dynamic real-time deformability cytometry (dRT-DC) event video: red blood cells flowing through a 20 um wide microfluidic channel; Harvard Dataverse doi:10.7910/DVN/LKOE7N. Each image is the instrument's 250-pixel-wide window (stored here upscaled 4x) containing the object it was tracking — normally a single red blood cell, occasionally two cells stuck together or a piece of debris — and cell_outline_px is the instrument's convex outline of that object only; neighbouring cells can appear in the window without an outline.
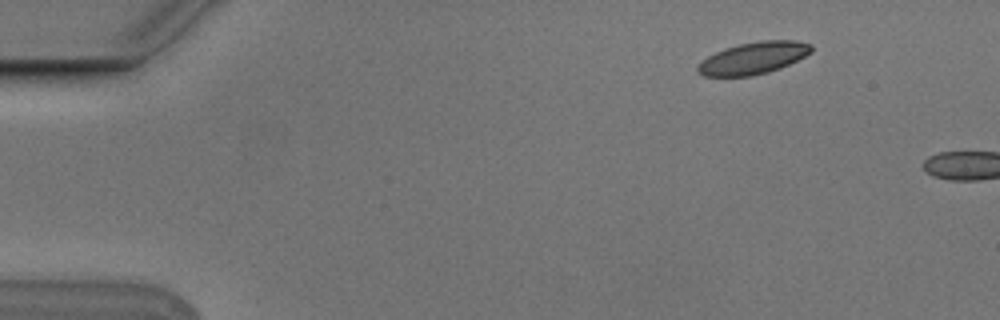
{"species": "Egyptian fruit bat (a non-hibernating species)", "species_latin": "Rousettus aegyptiacus", "temperature_condition": "cold", "stored_images_in_passage": 2, "camera_frame_rate_fps": 3000, "um_per_image_px": 0.085, "animal": {"sex": "male"}, "frame": {"image": 1, "passage_image": 1, "time_ms": 0.0, "image_size_px": [1000, 320], "cell_outline_px": [[812, 52], [780, 68], [768, 72], [752, 76], [704, 76], [696, 72], [696, 68], [700, 60], [724, 48], [740, 44], [760, 40], [796, 40], [812, 44]], "centroid_in_image_um": [64.01, 4.93], "position_along_channel_um": 21.0, "area_um2": 21.27}}